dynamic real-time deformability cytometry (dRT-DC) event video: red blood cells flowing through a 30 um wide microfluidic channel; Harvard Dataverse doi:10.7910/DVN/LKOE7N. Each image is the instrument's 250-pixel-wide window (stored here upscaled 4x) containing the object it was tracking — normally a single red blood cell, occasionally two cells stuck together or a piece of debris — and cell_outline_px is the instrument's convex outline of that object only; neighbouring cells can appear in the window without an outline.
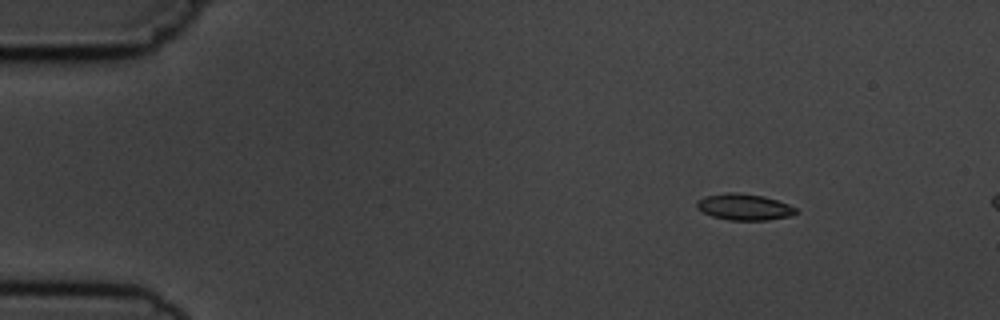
{"species": "common noctule bat (a hibernating species)", "species_latin": "Nyctalus noctula", "temperature_condition": "cold", "stored_images_in_passage": 5, "camera_frame_rate_fps": 3000, "um_per_image_px": 0.085, "animal": {"sex": "male", "body_mass_g": 19.5, "forearm_length_mm": 54.6}, "frame": {"image": 1, "passage_image": 2, "time_ms": 1.0, "image_size_px": [1000, 320], "cell_outline_px": [[796, 212], [792, 216], [768, 220], [728, 220], [712, 216], [696, 208], [696, 200], [704, 196], [724, 192], [736, 192], [764, 196], [788, 204], [796, 208]], "centroid_in_image_um": [63.22, 17.58], "position_along_channel_um": 21.8, "area_um2": 15.32}}